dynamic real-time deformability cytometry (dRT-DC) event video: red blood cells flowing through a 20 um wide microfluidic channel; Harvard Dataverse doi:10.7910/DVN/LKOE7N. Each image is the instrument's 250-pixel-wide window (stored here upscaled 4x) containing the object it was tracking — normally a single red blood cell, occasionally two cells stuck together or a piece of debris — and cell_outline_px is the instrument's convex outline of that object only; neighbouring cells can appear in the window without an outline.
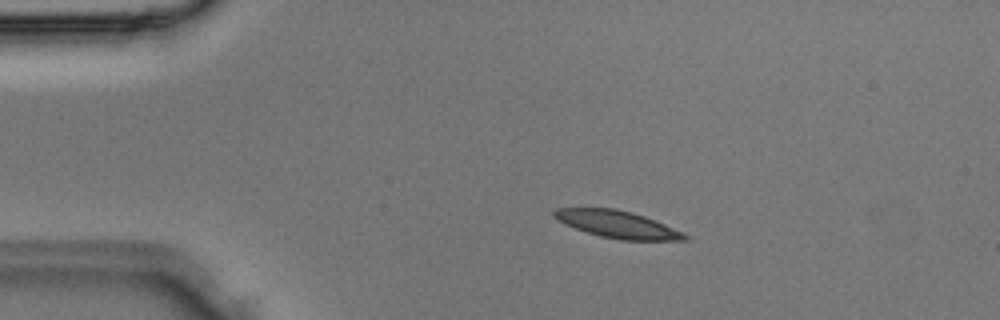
{"species": "Egyptian fruit bat (a non-hibernating species)", "species_latin": "Rousettus aegyptiacus", "temperature_condition": "room temperature", "stored_images_in_passage": 2, "camera_frame_rate_fps": 3000, "um_per_image_px": 0.085, "animal": {"sex": "male"}, "frame": {"image": 1, "passage_image": 1, "time_ms": 0.0, "image_size_px": [1000, 320], "cell_outline_px": [[688, 240], [620, 240], [600, 236], [564, 224], [556, 220], [552, 216], [552, 212], [556, 208], [616, 208], [632, 212], [644, 216], [664, 224], [688, 236]], "centroid_in_image_um": [52.41, 19.06], "position_along_channel_um": 32.6, "area_um2": 20.52}}